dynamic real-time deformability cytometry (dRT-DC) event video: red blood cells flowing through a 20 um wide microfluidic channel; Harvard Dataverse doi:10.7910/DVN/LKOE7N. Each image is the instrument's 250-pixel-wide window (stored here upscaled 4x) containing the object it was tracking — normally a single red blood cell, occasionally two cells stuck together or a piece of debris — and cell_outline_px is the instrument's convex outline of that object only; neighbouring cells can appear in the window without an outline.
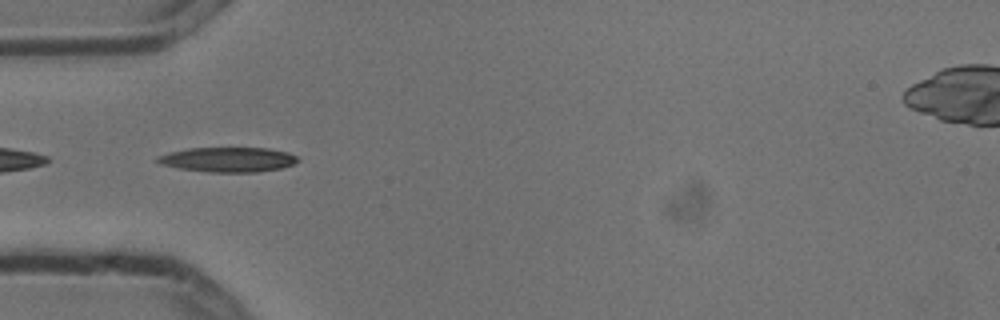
{"species": "common noctule bat (a hibernating species)", "species_latin": "Nyctalus noctula", "temperature_condition": "cold", "stored_images_in_passage": 5, "camera_frame_rate_fps": 3000, "um_per_image_px": 0.085, "animal": {"sex": "male", "body_mass_g": 13.3}, "frame": {"image": 1, "passage_image": 4, "time_ms": 1.0, "image_size_px": [1000, 320], "cell_outline_px": [[300, 160], [292, 164], [280, 168], [256, 172], [208, 172], [180, 168], [160, 164], [156, 160], [156, 156], [168, 152], [188, 148], [268, 148], [288, 152], [296, 156]], "centroid_in_image_um": [19.35, 13.56], "position_along_channel_um": 65.6, "area_um2": 20.23}}
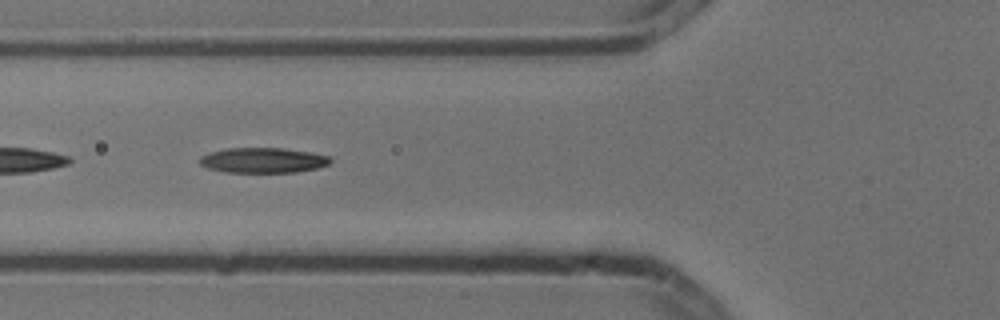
{"frame": {"image": 2, "passage_image": 5, "time_ms": 1.333, "image_size_px": [1000, 320], "cell_outline_px": [[332, 160], [328, 164], [316, 168], [296, 172], [224, 172], [208, 168], [200, 164], [200, 156], [208, 152], [228, 148], [284, 148], [312, 152], [332, 156]], "centroid_in_image_um": [22.37, 13.61], "position_along_channel_um": 103.4, "area_um2": 19.31}}